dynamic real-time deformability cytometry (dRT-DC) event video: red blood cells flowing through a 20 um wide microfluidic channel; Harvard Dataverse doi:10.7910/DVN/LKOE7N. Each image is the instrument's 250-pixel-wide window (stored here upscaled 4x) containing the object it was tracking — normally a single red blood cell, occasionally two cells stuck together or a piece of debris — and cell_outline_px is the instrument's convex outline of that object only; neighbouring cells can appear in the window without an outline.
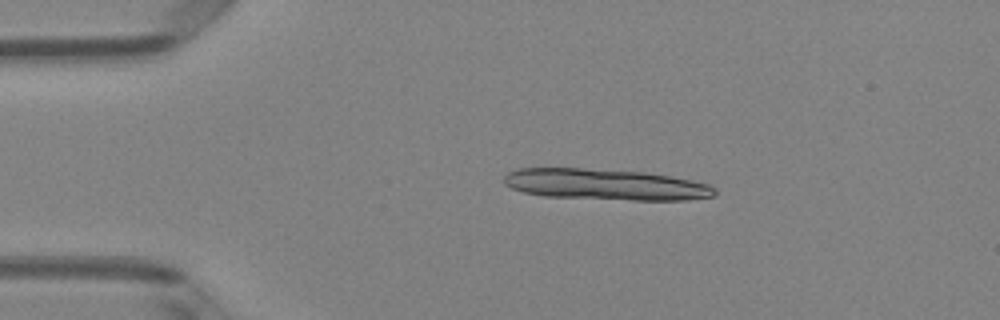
{"species": "Egyptian fruit bat (a non-hibernating species)", "species_latin": "Rousettus aegyptiacus", "temperature_condition": "room temperature", "stored_images_in_passage": 10, "camera_frame_rate_fps": 3000, "um_per_image_px": 0.085, "animal": {"sex": "female"}, "frame": {"image": 1, "passage_image": 5, "time_ms": 1.333, "image_size_px": [1000, 320], "cell_outline_px": [[716, 196], [688, 200], [632, 200], [544, 196], [524, 192], [512, 188], [504, 184], [504, 176], [508, 172], [520, 168], [584, 168], [644, 172], [668, 176], [708, 184], [716, 188]], "centroid_in_image_um": [51.46, 15.68], "position_along_channel_um": 33.5, "area_um2": 38.03}}